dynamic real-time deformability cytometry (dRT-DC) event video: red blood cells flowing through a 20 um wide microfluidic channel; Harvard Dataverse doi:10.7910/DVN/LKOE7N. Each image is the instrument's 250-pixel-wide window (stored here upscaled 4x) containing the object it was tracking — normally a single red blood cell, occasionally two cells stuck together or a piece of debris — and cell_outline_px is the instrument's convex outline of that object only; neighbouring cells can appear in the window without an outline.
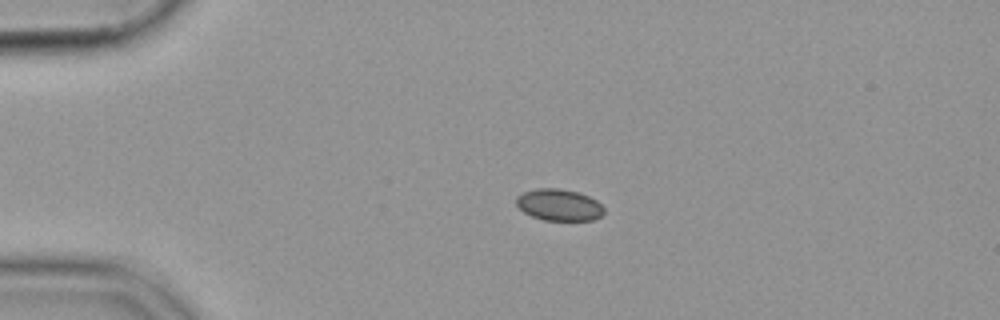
{"species": "common noctule bat (a hibernating species)", "species_latin": "Nyctalus noctula", "temperature_condition": "cold", "stored_images_in_passage": 44, "camera_frame_rate_fps": 3000, "um_per_image_px": 0.085, "animal": {"sex": "female", "body_mass_g": 19.9}, "frame": {"image": 1, "passage_image": 1, "time_ms": 0.0, "image_size_px": [1000, 320], "cell_outline_px": [[604, 212], [600, 216], [592, 220], [544, 220], [532, 216], [524, 212], [516, 204], [516, 196], [524, 192], [536, 188], [556, 188], [576, 192], [588, 196], [596, 200], [604, 208]], "centroid_in_image_um": [47.5, 17.41], "position_along_channel_um": 37.5, "area_um2": 16.01}}
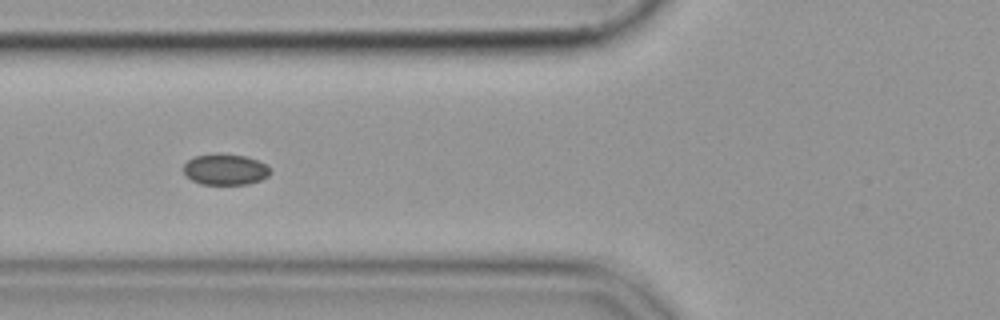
{"frame": {"image": 2, "passage_image": 10, "time_ms": 3.0, "image_size_px": [1000, 320], "cell_outline_px": [[272, 172], [268, 176], [260, 180], [248, 184], [200, 184], [192, 180], [184, 172], [184, 164], [188, 160], [196, 156], [216, 152], [244, 156], [256, 160], [264, 164]], "centroid_in_image_um": [19.13, 14.39], "position_along_channel_um": 106.7, "area_um2": 15.61}}
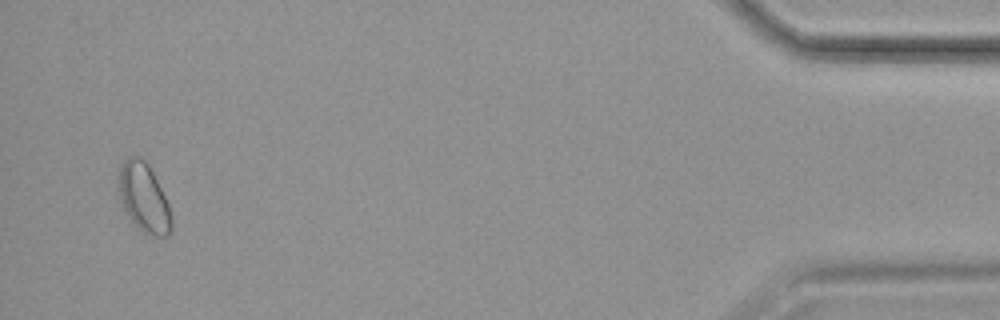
{"frame": {"image": 3, "passage_image": 42, "time_ms": 13.667, "image_size_px": [1000, 320], "cell_outline_px": [[172, 232], [168, 236], [152, 236], [136, 228], [120, 204], [120, 164], [128, 156], [140, 156], [148, 164], [168, 204], [172, 216]], "centroid_in_image_um": [12.23, 16.85], "position_along_channel_um": 423.0, "area_um2": 21.15}}